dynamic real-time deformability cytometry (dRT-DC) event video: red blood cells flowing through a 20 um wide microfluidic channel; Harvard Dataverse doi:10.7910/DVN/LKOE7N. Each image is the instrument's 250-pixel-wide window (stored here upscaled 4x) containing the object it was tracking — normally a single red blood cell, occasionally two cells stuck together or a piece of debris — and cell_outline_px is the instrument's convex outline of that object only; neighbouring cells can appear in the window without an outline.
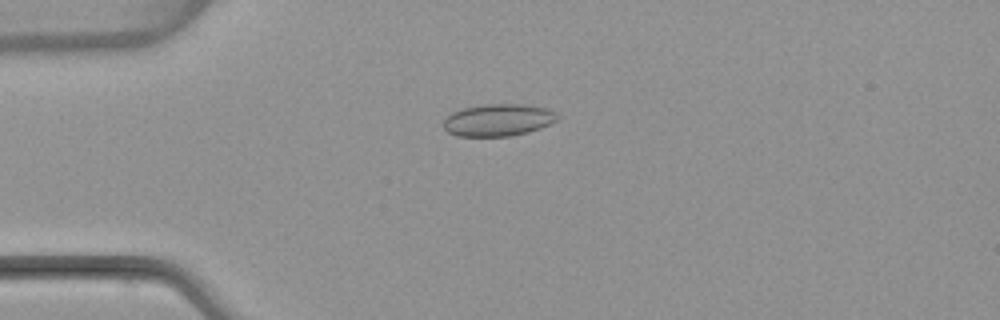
{"species": "common noctule bat (a hibernating species)", "species_latin": "Nyctalus noctula", "temperature_condition": "warm", "stored_images_in_passage": 6, "camera_frame_rate_fps": 3000, "um_per_image_px": 0.085, "animal": {"sex": "female", "body_mass_g": 22.7, "forearm_length_mm": 54.2}, "frame": {"image": 1, "passage_image": 4, "time_ms": 3.667, "image_size_px": [1000, 320], "cell_outline_px": [[560, 116], [556, 120], [540, 128], [528, 132], [512, 136], [456, 136], [448, 132], [444, 128], [444, 120], [452, 112], [464, 108], [480, 104], [524, 104], [548, 108], [556, 112]], "centroid_in_image_um": [42.36, 10.19], "position_along_channel_um": 42.6, "area_um2": 21.44}}
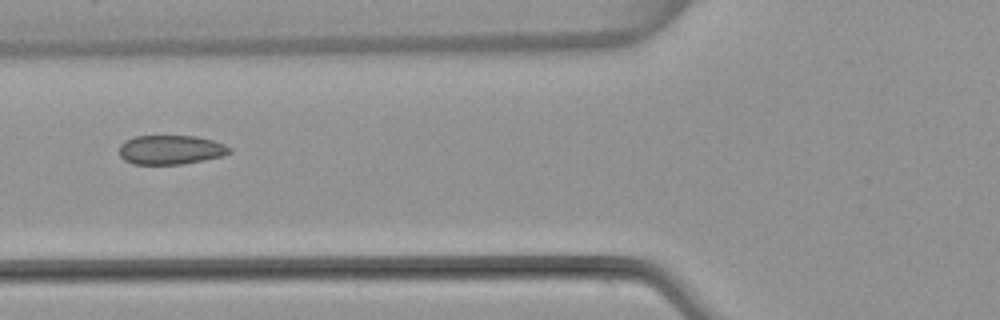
{"frame": {"image": 2, "passage_image": 6, "time_ms": 6.0, "image_size_px": [1000, 320], "cell_outline_px": [[232, 152], [224, 156], [184, 164], [132, 164], [124, 160], [120, 156], [120, 144], [124, 140], [136, 136], [196, 136], [212, 140], [224, 144], [232, 148]], "centroid_in_image_um": [14.53, 12.73], "position_along_channel_um": 111.3, "area_um2": 18.96}}